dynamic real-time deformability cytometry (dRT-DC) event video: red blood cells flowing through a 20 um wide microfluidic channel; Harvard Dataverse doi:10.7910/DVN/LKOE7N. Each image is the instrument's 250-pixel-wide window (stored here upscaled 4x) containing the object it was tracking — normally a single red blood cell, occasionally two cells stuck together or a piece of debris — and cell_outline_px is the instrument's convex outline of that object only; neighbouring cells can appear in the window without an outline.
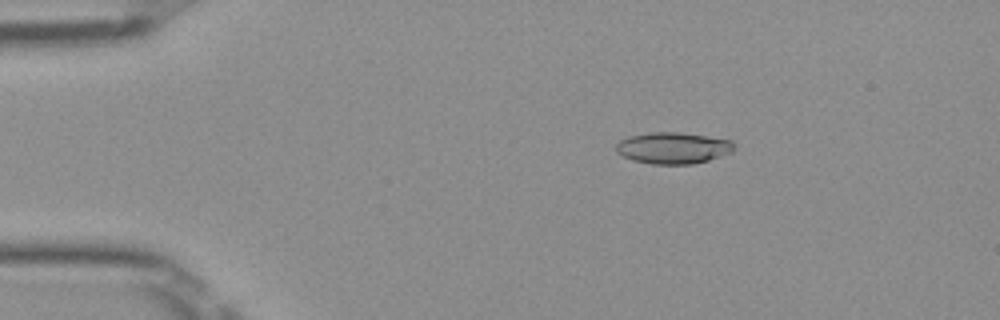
{"species": "Egyptian fruit bat (a non-hibernating species)", "species_latin": "Rousettus aegyptiacus", "temperature_condition": "room temperature", "stored_images_in_passage": 51, "camera_frame_rate_fps": 3000, "um_per_image_px": 0.085, "frame": {"image": 1, "passage_image": 9, "time_ms": 2.667, "image_size_px": [1000, 320], "cell_outline_px": [[736, 144], [732, 152], [708, 160], [692, 164], [652, 164], [632, 160], [616, 152], [616, 144], [620, 140], [628, 136], [648, 132], [680, 132], [732, 140]], "centroid_in_image_um": [57.21, 12.57], "position_along_channel_um": 27.8, "area_um2": 21.73}}
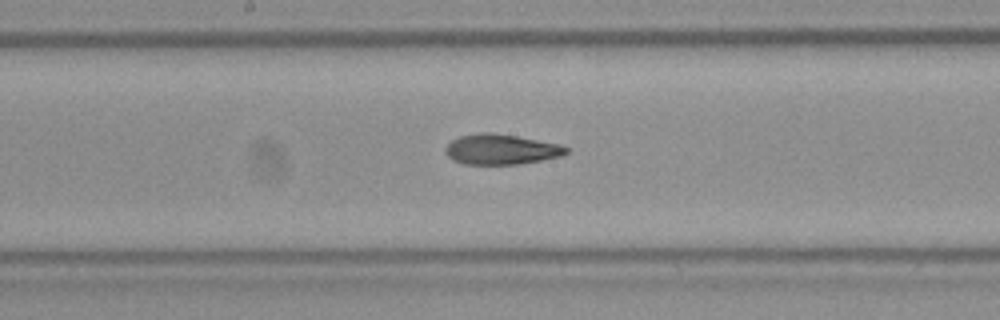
{"frame": {"image": 2, "passage_image": 27, "time_ms": 8.667, "image_size_px": [1000, 320], "cell_outline_px": [[568, 152], [560, 156], [520, 164], [464, 164], [452, 160], [444, 152], [444, 148], [452, 140], [460, 136], [480, 132], [492, 132], [516, 136], [560, 144], [568, 148]], "centroid_in_image_um": [42.55, 12.69], "position_along_channel_um": 205.6, "area_um2": 21.27}}
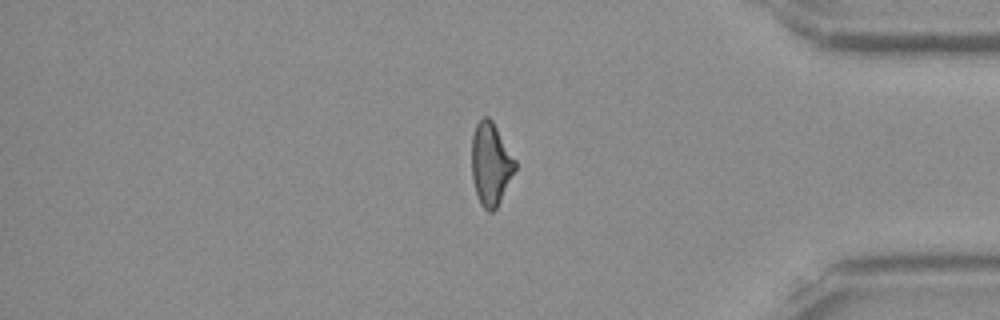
{"frame": {"image": 3, "passage_image": 43, "time_ms": 14.0, "image_size_px": [1000, 320], "cell_outline_px": [[516, 168], [496, 208], [492, 212], [488, 212], [480, 204], [476, 192], [472, 176], [472, 136], [476, 124], [484, 116], [488, 116], [492, 120], [516, 160]], "centroid_in_image_um": [41.71, 13.92], "position_along_channel_um": 393.5, "area_um2": 20.69}, "authors_computed_cell_mechanics": {"area_um2": 21.4438, "velocity_mm_per_s": 3.9931, "shape_relaxation_time_tau1_ms": null, "shape_relaxation_time_tau2_ms": 3.0826, "deformation_change_tau1": null, "deformation_change_tau2": 0.1169}}